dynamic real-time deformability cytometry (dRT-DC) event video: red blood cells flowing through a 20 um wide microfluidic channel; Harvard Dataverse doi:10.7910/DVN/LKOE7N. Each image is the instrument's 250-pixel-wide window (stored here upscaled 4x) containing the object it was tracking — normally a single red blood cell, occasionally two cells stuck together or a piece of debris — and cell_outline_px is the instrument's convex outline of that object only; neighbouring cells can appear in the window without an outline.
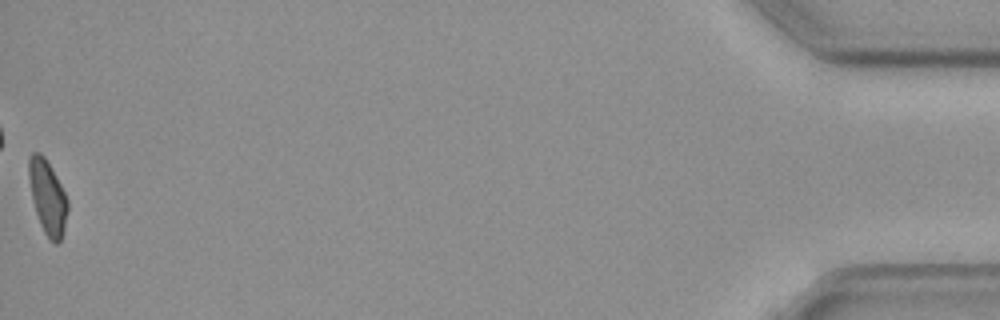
{"species": "common noctule bat (a hibernating species)", "species_latin": "Nyctalus noctula", "temperature_condition": "cold", "stored_images_in_passage": 59, "camera_frame_rate_fps": 3000, "um_per_image_px": 0.085, "animal": {"sex": "female", "body_mass_g": 19.3, "forearm_length_mm": 54.1}, "frame": {"image": 1, "passage_image": 59, "time_ms": 19.333, "image_size_px": [1000, 320], "cell_outline_px": [[68, 208], [64, 228], [60, 240], [56, 244], [44, 232], [40, 224], [32, 200], [28, 176], [28, 160], [32, 152], [40, 152], [44, 156], [60, 184], [68, 200]], "centroid_in_image_um": [4.02, 16.73], "position_along_channel_um": 431.2, "area_um2": 16.47}, "authors_computed_cell_mechanics": {"area_um2": 17.5712, "velocity_mm_per_s": 3.6173, "shape_relaxation_time_tau1_ms": 5.9478, "shape_relaxation_time_tau2_ms": 5.0978, "deformation_change_tau1": 0.1205, "deformation_change_tau2": 0.1128}}